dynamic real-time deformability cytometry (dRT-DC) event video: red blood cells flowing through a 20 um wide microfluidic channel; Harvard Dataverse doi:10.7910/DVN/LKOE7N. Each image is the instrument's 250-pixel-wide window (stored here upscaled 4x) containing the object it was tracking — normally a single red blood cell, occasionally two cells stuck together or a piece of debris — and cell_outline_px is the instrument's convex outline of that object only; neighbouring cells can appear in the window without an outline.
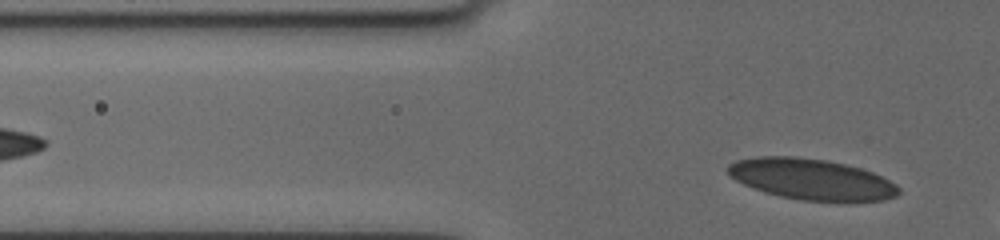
{"species": "human", "species_latin": "Homo sapiens", "temperature_condition": "cold", "stored_images_in_passage": 5, "segment_of_instrument_passage": [2, 2], "camera_frame_rate_fps": 3000, "um_per_image_px": 0.085, "donor": {"sex": "female"}, "frame": {"image": 1, "passage_image": 5, "time_ms": 3.333, "image_size_px": [1000, 240], "cell_outline_px": [[900, 192], [896, 196], [884, 200], [800, 200], [780, 196], [764, 192], [752, 188], [736, 180], [728, 172], [728, 164], [736, 160], [756, 156], [792, 156], [824, 160], [844, 164], [860, 168], [872, 172], [896, 184], [900, 188]], "centroid_in_image_um": [68.94, 15.22], "position_along_channel_um": 56.9, "area_um2": 40.23}}